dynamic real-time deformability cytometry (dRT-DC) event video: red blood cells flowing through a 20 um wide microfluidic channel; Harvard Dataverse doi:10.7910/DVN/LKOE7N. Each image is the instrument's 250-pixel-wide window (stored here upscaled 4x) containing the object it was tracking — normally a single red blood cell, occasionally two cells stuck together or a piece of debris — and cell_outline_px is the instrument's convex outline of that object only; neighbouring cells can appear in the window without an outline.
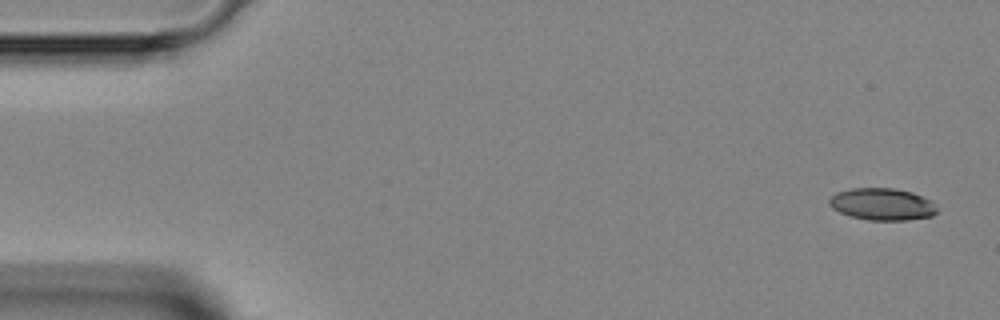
{"species": "Egyptian fruit bat (a non-hibernating species)", "species_latin": "Rousettus aegyptiacus", "temperature_condition": "room temperature", "stored_images_in_passage": 4, "camera_frame_rate_fps": 3000, "um_per_image_px": 0.085, "animal": {"sex": "female"}, "frame": {"image": 1, "passage_image": 1, "time_ms": 0.0, "image_size_px": [1000, 320], "cell_outline_px": [[936, 212], [932, 216], [908, 220], [868, 220], [848, 216], [832, 208], [828, 204], [828, 200], [836, 192], [852, 188], [896, 188], [912, 192], [932, 200], [936, 208]], "centroid_in_image_um": [74.97, 17.35], "position_along_channel_um": 10.0, "area_um2": 20.29}}
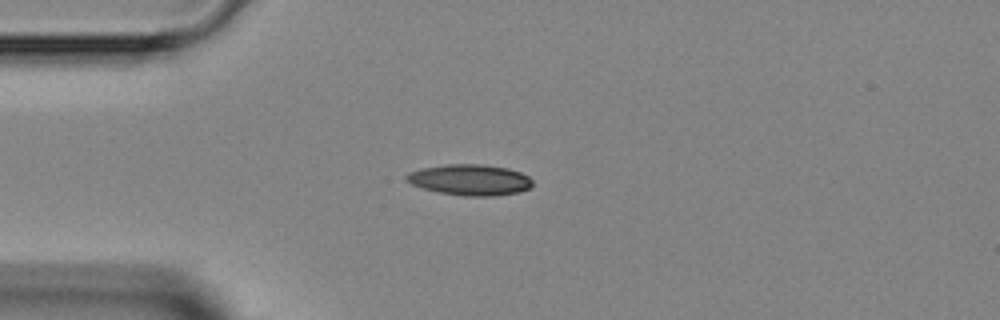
{"frame": {"image": 2, "passage_image": 3, "time_ms": 3.333, "image_size_px": [1000, 320], "cell_outline_px": [[532, 184], [528, 188], [520, 192], [492, 196], [464, 196], [440, 192], [424, 188], [412, 184], [404, 180], [404, 176], [408, 172], [420, 168], [448, 164], [484, 164], [508, 168], [520, 172], [528, 176], [532, 180]], "centroid_in_image_um": [39.93, 15.27], "position_along_channel_um": 45.1, "area_um2": 22.77}}